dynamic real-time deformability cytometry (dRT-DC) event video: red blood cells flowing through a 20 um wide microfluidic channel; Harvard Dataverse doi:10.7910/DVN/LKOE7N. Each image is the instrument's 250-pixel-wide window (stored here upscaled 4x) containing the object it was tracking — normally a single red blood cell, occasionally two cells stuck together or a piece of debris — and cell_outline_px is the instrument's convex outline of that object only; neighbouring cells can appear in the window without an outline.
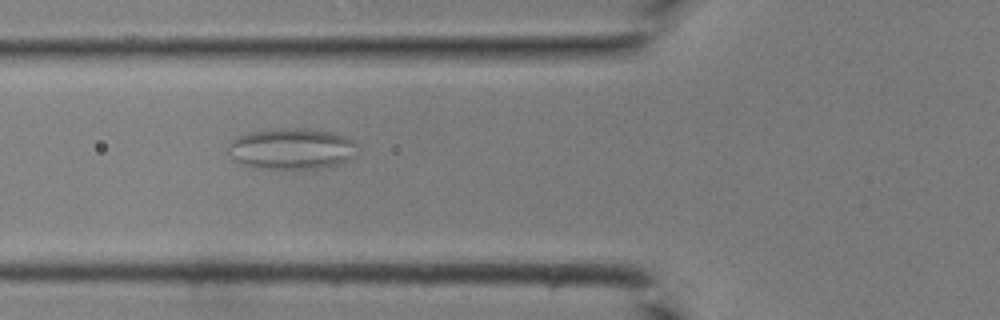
{"species": "common noctule bat (a hibernating species)", "species_latin": "Nyctalus noctula", "temperature_condition": "room temperature", "stored_images_in_passage": 35, "camera_frame_rate_fps": 3000, "um_per_image_px": 0.085, "animal": {"sex": "male", "body_mass_g": 19.0, "forearm_length_mm": 50.8}, "frame": {"image": 1, "passage_image": 8, "time_ms": 2.333, "image_size_px": [1000, 320], "cell_outline_px": [[356, 144], [352, 156], [348, 160], [340, 164], [320, 168], [252, 168], [240, 164], [232, 160], [228, 144], [236, 136], [252, 132], [280, 128], [312, 128], [332, 132], [344, 136], [352, 140]], "centroid_in_image_um": [24.75, 12.64], "position_along_channel_um": 101.1, "area_um2": 30.98}}
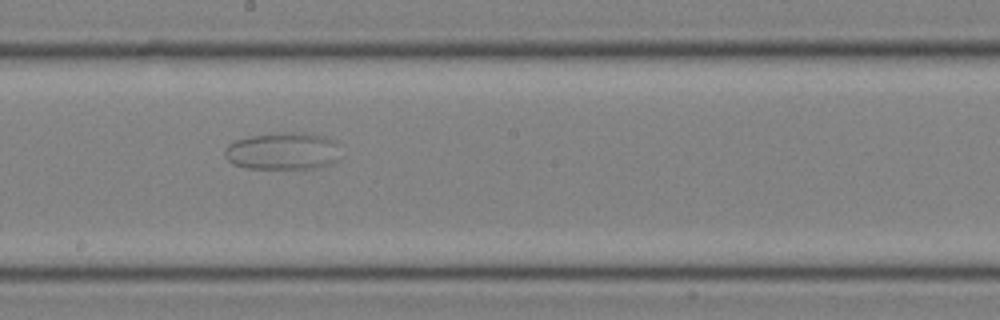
{"frame": {"image": 2, "passage_image": 16, "time_ms": 5.0, "image_size_px": [1000, 320], "cell_outline_px": [[340, 160], [332, 164], [320, 168], [248, 168], [232, 164], [224, 156], [224, 152], [228, 144], [236, 140], [252, 136], [292, 132], [304, 132], [324, 136], [332, 140]], "centroid_in_image_um": [24.03, 12.86], "position_along_channel_um": 224.2, "area_um2": 24.97}}
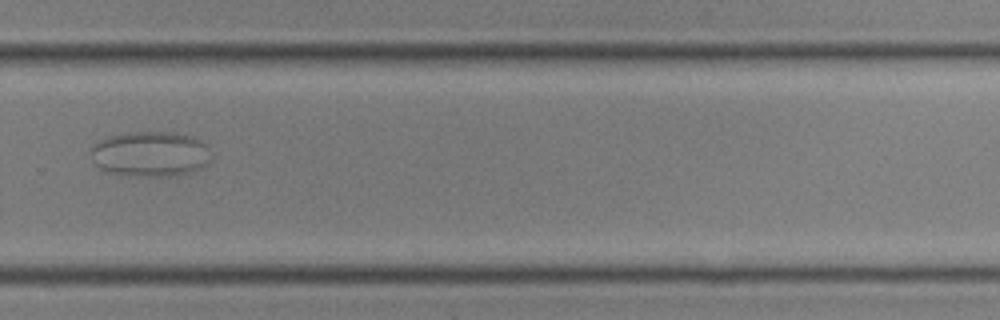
{"frame": {"image": 3, "passage_image": 22, "time_ms": 7.0, "image_size_px": [1000, 320], "cell_outline_px": [[208, 164], [200, 168], [188, 172], [168, 176], [132, 176], [112, 172], [100, 168], [96, 164], [88, 148], [92, 144], [104, 136], [128, 132], [176, 132], [192, 136], [208, 144]], "centroid_in_image_um": [12.73, 13.06], "position_along_channel_um": 317.1, "area_um2": 31.91}}